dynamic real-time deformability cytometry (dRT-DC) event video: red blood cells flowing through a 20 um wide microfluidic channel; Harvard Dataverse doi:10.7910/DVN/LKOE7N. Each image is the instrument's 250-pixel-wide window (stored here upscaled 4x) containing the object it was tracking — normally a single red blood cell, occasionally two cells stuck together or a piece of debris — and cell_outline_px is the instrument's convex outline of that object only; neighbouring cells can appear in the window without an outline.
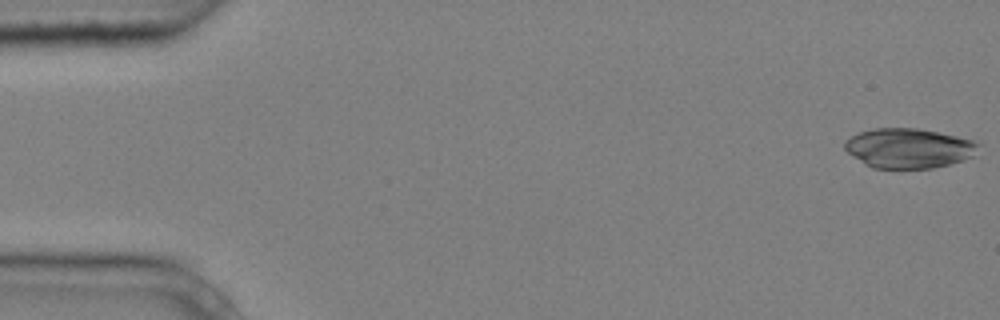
{"species": "common noctule bat (a hibernating species)", "species_latin": "Nyctalus noctula", "temperature_condition": "cold", "stored_images_in_passage": 5, "camera_frame_rate_fps": 3000, "um_per_image_px": 0.085, "animal": {"sex": "male", "body_mass_g": 20.4}, "frame": {"image": 1, "passage_image": 1, "time_ms": 0.0, "image_size_px": [1000, 320], "cell_outline_px": [[984, 144], [972, 156], [948, 164], [932, 168], [872, 168], [864, 164], [848, 152], [844, 148], [844, 140], [860, 132], [872, 128], [916, 128], [980, 140]], "centroid_in_image_um": [77.29, 12.58], "position_along_channel_um": 7.7, "area_um2": 31.21}}
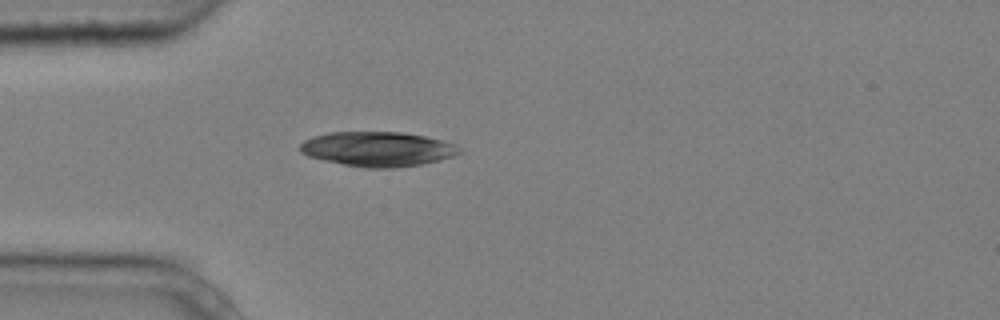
{"frame": {"image": 2, "passage_image": 5, "time_ms": 1.333, "image_size_px": [1000, 320], "cell_outline_px": [[464, 152], [440, 160], [420, 164], [392, 168], [364, 168], [324, 160], [308, 156], [300, 152], [300, 144], [304, 140], [312, 136], [328, 132], [404, 132], [424, 136], [456, 144], [464, 148]], "centroid_in_image_um": [32.12, 12.66], "position_along_channel_um": 52.9, "area_um2": 32.37}}